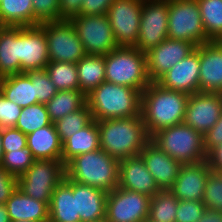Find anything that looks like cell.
Here are the masks:
<instances>
[{
	"mask_svg": "<svg viewBox=\"0 0 222 222\" xmlns=\"http://www.w3.org/2000/svg\"><path fill=\"white\" fill-rule=\"evenodd\" d=\"M188 98L187 93L166 89L157 82H151L141 92V116L149 136L183 123Z\"/></svg>",
	"mask_w": 222,
	"mask_h": 222,
	"instance_id": "obj_1",
	"label": "cell"
},
{
	"mask_svg": "<svg viewBox=\"0 0 222 222\" xmlns=\"http://www.w3.org/2000/svg\"><path fill=\"white\" fill-rule=\"evenodd\" d=\"M100 149L114 159L139 155L150 141L142 116L97 121Z\"/></svg>",
	"mask_w": 222,
	"mask_h": 222,
	"instance_id": "obj_2",
	"label": "cell"
},
{
	"mask_svg": "<svg viewBox=\"0 0 222 222\" xmlns=\"http://www.w3.org/2000/svg\"><path fill=\"white\" fill-rule=\"evenodd\" d=\"M86 104L96 121L141 116V92L129 86L102 82L86 95Z\"/></svg>",
	"mask_w": 222,
	"mask_h": 222,
	"instance_id": "obj_3",
	"label": "cell"
},
{
	"mask_svg": "<svg viewBox=\"0 0 222 222\" xmlns=\"http://www.w3.org/2000/svg\"><path fill=\"white\" fill-rule=\"evenodd\" d=\"M119 169L120 161L102 149L78 155L65 166L70 180L107 193L119 186Z\"/></svg>",
	"mask_w": 222,
	"mask_h": 222,
	"instance_id": "obj_4",
	"label": "cell"
},
{
	"mask_svg": "<svg viewBox=\"0 0 222 222\" xmlns=\"http://www.w3.org/2000/svg\"><path fill=\"white\" fill-rule=\"evenodd\" d=\"M105 81L142 92L150 83L146 54L134 46H118L105 55Z\"/></svg>",
	"mask_w": 222,
	"mask_h": 222,
	"instance_id": "obj_5",
	"label": "cell"
},
{
	"mask_svg": "<svg viewBox=\"0 0 222 222\" xmlns=\"http://www.w3.org/2000/svg\"><path fill=\"white\" fill-rule=\"evenodd\" d=\"M150 141L182 164L206 161L203 135L187 124L180 123L159 130Z\"/></svg>",
	"mask_w": 222,
	"mask_h": 222,
	"instance_id": "obj_6",
	"label": "cell"
},
{
	"mask_svg": "<svg viewBox=\"0 0 222 222\" xmlns=\"http://www.w3.org/2000/svg\"><path fill=\"white\" fill-rule=\"evenodd\" d=\"M65 175L66 170L62 160L37 159L17 178V187L25 195L49 206L54 189Z\"/></svg>",
	"mask_w": 222,
	"mask_h": 222,
	"instance_id": "obj_7",
	"label": "cell"
},
{
	"mask_svg": "<svg viewBox=\"0 0 222 222\" xmlns=\"http://www.w3.org/2000/svg\"><path fill=\"white\" fill-rule=\"evenodd\" d=\"M168 38L195 47L208 43L197 0H168Z\"/></svg>",
	"mask_w": 222,
	"mask_h": 222,
	"instance_id": "obj_8",
	"label": "cell"
},
{
	"mask_svg": "<svg viewBox=\"0 0 222 222\" xmlns=\"http://www.w3.org/2000/svg\"><path fill=\"white\" fill-rule=\"evenodd\" d=\"M85 54L106 55L118 47L106 14L75 15L69 19Z\"/></svg>",
	"mask_w": 222,
	"mask_h": 222,
	"instance_id": "obj_9",
	"label": "cell"
},
{
	"mask_svg": "<svg viewBox=\"0 0 222 222\" xmlns=\"http://www.w3.org/2000/svg\"><path fill=\"white\" fill-rule=\"evenodd\" d=\"M46 34L49 61L77 63L86 54L69 19L39 25Z\"/></svg>",
	"mask_w": 222,
	"mask_h": 222,
	"instance_id": "obj_10",
	"label": "cell"
},
{
	"mask_svg": "<svg viewBox=\"0 0 222 222\" xmlns=\"http://www.w3.org/2000/svg\"><path fill=\"white\" fill-rule=\"evenodd\" d=\"M142 0H114L107 11L118 46H135L138 42Z\"/></svg>",
	"mask_w": 222,
	"mask_h": 222,
	"instance_id": "obj_11",
	"label": "cell"
},
{
	"mask_svg": "<svg viewBox=\"0 0 222 222\" xmlns=\"http://www.w3.org/2000/svg\"><path fill=\"white\" fill-rule=\"evenodd\" d=\"M151 197L117 186L107 193L108 222H142L149 216Z\"/></svg>",
	"mask_w": 222,
	"mask_h": 222,
	"instance_id": "obj_12",
	"label": "cell"
},
{
	"mask_svg": "<svg viewBox=\"0 0 222 222\" xmlns=\"http://www.w3.org/2000/svg\"><path fill=\"white\" fill-rule=\"evenodd\" d=\"M168 38V0L143 1L138 42L134 46L146 53Z\"/></svg>",
	"mask_w": 222,
	"mask_h": 222,
	"instance_id": "obj_13",
	"label": "cell"
},
{
	"mask_svg": "<svg viewBox=\"0 0 222 222\" xmlns=\"http://www.w3.org/2000/svg\"><path fill=\"white\" fill-rule=\"evenodd\" d=\"M222 113V94L194 93L189 95L183 123L201 135L209 131Z\"/></svg>",
	"mask_w": 222,
	"mask_h": 222,
	"instance_id": "obj_14",
	"label": "cell"
},
{
	"mask_svg": "<svg viewBox=\"0 0 222 222\" xmlns=\"http://www.w3.org/2000/svg\"><path fill=\"white\" fill-rule=\"evenodd\" d=\"M195 46L184 40L165 39L146 54L147 74L151 82H157L175 64L184 59Z\"/></svg>",
	"mask_w": 222,
	"mask_h": 222,
	"instance_id": "obj_15",
	"label": "cell"
},
{
	"mask_svg": "<svg viewBox=\"0 0 222 222\" xmlns=\"http://www.w3.org/2000/svg\"><path fill=\"white\" fill-rule=\"evenodd\" d=\"M20 73L44 69L50 62L45 31L39 26H19Z\"/></svg>",
	"mask_w": 222,
	"mask_h": 222,
	"instance_id": "obj_16",
	"label": "cell"
},
{
	"mask_svg": "<svg viewBox=\"0 0 222 222\" xmlns=\"http://www.w3.org/2000/svg\"><path fill=\"white\" fill-rule=\"evenodd\" d=\"M199 92L222 94V41L198 46Z\"/></svg>",
	"mask_w": 222,
	"mask_h": 222,
	"instance_id": "obj_17",
	"label": "cell"
},
{
	"mask_svg": "<svg viewBox=\"0 0 222 222\" xmlns=\"http://www.w3.org/2000/svg\"><path fill=\"white\" fill-rule=\"evenodd\" d=\"M199 53L198 46L184 59L166 72L157 83L170 90L180 91L188 95L199 92Z\"/></svg>",
	"mask_w": 222,
	"mask_h": 222,
	"instance_id": "obj_18",
	"label": "cell"
},
{
	"mask_svg": "<svg viewBox=\"0 0 222 222\" xmlns=\"http://www.w3.org/2000/svg\"><path fill=\"white\" fill-rule=\"evenodd\" d=\"M139 155L142 157L145 166L154 177L160 190H170L183 164L171 158L151 141L144 146Z\"/></svg>",
	"mask_w": 222,
	"mask_h": 222,
	"instance_id": "obj_19",
	"label": "cell"
},
{
	"mask_svg": "<svg viewBox=\"0 0 222 222\" xmlns=\"http://www.w3.org/2000/svg\"><path fill=\"white\" fill-rule=\"evenodd\" d=\"M210 172L206 161L183 164L170 191L178 200L202 201Z\"/></svg>",
	"mask_w": 222,
	"mask_h": 222,
	"instance_id": "obj_20",
	"label": "cell"
},
{
	"mask_svg": "<svg viewBox=\"0 0 222 222\" xmlns=\"http://www.w3.org/2000/svg\"><path fill=\"white\" fill-rule=\"evenodd\" d=\"M119 187L153 197L160 191L140 155L120 161Z\"/></svg>",
	"mask_w": 222,
	"mask_h": 222,
	"instance_id": "obj_21",
	"label": "cell"
},
{
	"mask_svg": "<svg viewBox=\"0 0 222 222\" xmlns=\"http://www.w3.org/2000/svg\"><path fill=\"white\" fill-rule=\"evenodd\" d=\"M76 195V215L81 222H92L106 217L107 192L73 181Z\"/></svg>",
	"mask_w": 222,
	"mask_h": 222,
	"instance_id": "obj_22",
	"label": "cell"
},
{
	"mask_svg": "<svg viewBox=\"0 0 222 222\" xmlns=\"http://www.w3.org/2000/svg\"><path fill=\"white\" fill-rule=\"evenodd\" d=\"M5 205L11 221L49 222V206L25 195L18 187L11 194Z\"/></svg>",
	"mask_w": 222,
	"mask_h": 222,
	"instance_id": "obj_23",
	"label": "cell"
},
{
	"mask_svg": "<svg viewBox=\"0 0 222 222\" xmlns=\"http://www.w3.org/2000/svg\"><path fill=\"white\" fill-rule=\"evenodd\" d=\"M49 222H81L76 215L73 181L66 175L53 191L49 205Z\"/></svg>",
	"mask_w": 222,
	"mask_h": 222,
	"instance_id": "obj_24",
	"label": "cell"
},
{
	"mask_svg": "<svg viewBox=\"0 0 222 222\" xmlns=\"http://www.w3.org/2000/svg\"><path fill=\"white\" fill-rule=\"evenodd\" d=\"M27 146L35 160H61L62 143L54 123L26 135Z\"/></svg>",
	"mask_w": 222,
	"mask_h": 222,
	"instance_id": "obj_25",
	"label": "cell"
},
{
	"mask_svg": "<svg viewBox=\"0 0 222 222\" xmlns=\"http://www.w3.org/2000/svg\"><path fill=\"white\" fill-rule=\"evenodd\" d=\"M98 149H100L99 129L97 121L93 119L62 144L61 160L66 166L76 156Z\"/></svg>",
	"mask_w": 222,
	"mask_h": 222,
	"instance_id": "obj_26",
	"label": "cell"
},
{
	"mask_svg": "<svg viewBox=\"0 0 222 222\" xmlns=\"http://www.w3.org/2000/svg\"><path fill=\"white\" fill-rule=\"evenodd\" d=\"M20 73L19 26L0 28V78Z\"/></svg>",
	"mask_w": 222,
	"mask_h": 222,
	"instance_id": "obj_27",
	"label": "cell"
},
{
	"mask_svg": "<svg viewBox=\"0 0 222 222\" xmlns=\"http://www.w3.org/2000/svg\"><path fill=\"white\" fill-rule=\"evenodd\" d=\"M0 81L4 98L14 102L21 108L38 104L34 85L25 72L0 78Z\"/></svg>",
	"mask_w": 222,
	"mask_h": 222,
	"instance_id": "obj_28",
	"label": "cell"
},
{
	"mask_svg": "<svg viewBox=\"0 0 222 222\" xmlns=\"http://www.w3.org/2000/svg\"><path fill=\"white\" fill-rule=\"evenodd\" d=\"M80 91L85 95L105 82V55L86 54L77 63Z\"/></svg>",
	"mask_w": 222,
	"mask_h": 222,
	"instance_id": "obj_29",
	"label": "cell"
},
{
	"mask_svg": "<svg viewBox=\"0 0 222 222\" xmlns=\"http://www.w3.org/2000/svg\"><path fill=\"white\" fill-rule=\"evenodd\" d=\"M1 26H34L32 0H2L0 2Z\"/></svg>",
	"mask_w": 222,
	"mask_h": 222,
	"instance_id": "obj_30",
	"label": "cell"
},
{
	"mask_svg": "<svg viewBox=\"0 0 222 222\" xmlns=\"http://www.w3.org/2000/svg\"><path fill=\"white\" fill-rule=\"evenodd\" d=\"M86 104V95L80 90L58 91L49 102L46 108L50 120L54 123L71 112L78 111Z\"/></svg>",
	"mask_w": 222,
	"mask_h": 222,
	"instance_id": "obj_31",
	"label": "cell"
},
{
	"mask_svg": "<svg viewBox=\"0 0 222 222\" xmlns=\"http://www.w3.org/2000/svg\"><path fill=\"white\" fill-rule=\"evenodd\" d=\"M206 37L222 41V0H197Z\"/></svg>",
	"mask_w": 222,
	"mask_h": 222,
	"instance_id": "obj_32",
	"label": "cell"
},
{
	"mask_svg": "<svg viewBox=\"0 0 222 222\" xmlns=\"http://www.w3.org/2000/svg\"><path fill=\"white\" fill-rule=\"evenodd\" d=\"M45 70L58 91L80 90L75 63L50 61Z\"/></svg>",
	"mask_w": 222,
	"mask_h": 222,
	"instance_id": "obj_33",
	"label": "cell"
},
{
	"mask_svg": "<svg viewBox=\"0 0 222 222\" xmlns=\"http://www.w3.org/2000/svg\"><path fill=\"white\" fill-rule=\"evenodd\" d=\"M178 201L170 190H160L151 197L148 218L153 222H175Z\"/></svg>",
	"mask_w": 222,
	"mask_h": 222,
	"instance_id": "obj_34",
	"label": "cell"
},
{
	"mask_svg": "<svg viewBox=\"0 0 222 222\" xmlns=\"http://www.w3.org/2000/svg\"><path fill=\"white\" fill-rule=\"evenodd\" d=\"M52 123L46 105L38 103L22 108L21 114L14 127L22 131L25 135H28Z\"/></svg>",
	"mask_w": 222,
	"mask_h": 222,
	"instance_id": "obj_35",
	"label": "cell"
},
{
	"mask_svg": "<svg viewBox=\"0 0 222 222\" xmlns=\"http://www.w3.org/2000/svg\"><path fill=\"white\" fill-rule=\"evenodd\" d=\"M93 120L90 108L85 104L78 111L65 115L62 119L54 122L56 132L63 144L69 137L80 129L87 126Z\"/></svg>",
	"mask_w": 222,
	"mask_h": 222,
	"instance_id": "obj_36",
	"label": "cell"
},
{
	"mask_svg": "<svg viewBox=\"0 0 222 222\" xmlns=\"http://www.w3.org/2000/svg\"><path fill=\"white\" fill-rule=\"evenodd\" d=\"M28 146L9 152H3L1 167L15 177L21 176L34 162Z\"/></svg>",
	"mask_w": 222,
	"mask_h": 222,
	"instance_id": "obj_37",
	"label": "cell"
},
{
	"mask_svg": "<svg viewBox=\"0 0 222 222\" xmlns=\"http://www.w3.org/2000/svg\"><path fill=\"white\" fill-rule=\"evenodd\" d=\"M25 73L30 77L34 85L35 96H37L38 103L46 104L58 92L45 68L29 70Z\"/></svg>",
	"mask_w": 222,
	"mask_h": 222,
	"instance_id": "obj_38",
	"label": "cell"
},
{
	"mask_svg": "<svg viewBox=\"0 0 222 222\" xmlns=\"http://www.w3.org/2000/svg\"><path fill=\"white\" fill-rule=\"evenodd\" d=\"M202 201L206 208L222 212V173H209Z\"/></svg>",
	"mask_w": 222,
	"mask_h": 222,
	"instance_id": "obj_39",
	"label": "cell"
},
{
	"mask_svg": "<svg viewBox=\"0 0 222 222\" xmlns=\"http://www.w3.org/2000/svg\"><path fill=\"white\" fill-rule=\"evenodd\" d=\"M34 26L60 20L59 0H32Z\"/></svg>",
	"mask_w": 222,
	"mask_h": 222,
	"instance_id": "obj_40",
	"label": "cell"
},
{
	"mask_svg": "<svg viewBox=\"0 0 222 222\" xmlns=\"http://www.w3.org/2000/svg\"><path fill=\"white\" fill-rule=\"evenodd\" d=\"M205 210L203 201L179 200L175 222H198Z\"/></svg>",
	"mask_w": 222,
	"mask_h": 222,
	"instance_id": "obj_41",
	"label": "cell"
},
{
	"mask_svg": "<svg viewBox=\"0 0 222 222\" xmlns=\"http://www.w3.org/2000/svg\"><path fill=\"white\" fill-rule=\"evenodd\" d=\"M27 146L26 135L15 127L2 128L3 152L15 151Z\"/></svg>",
	"mask_w": 222,
	"mask_h": 222,
	"instance_id": "obj_42",
	"label": "cell"
},
{
	"mask_svg": "<svg viewBox=\"0 0 222 222\" xmlns=\"http://www.w3.org/2000/svg\"><path fill=\"white\" fill-rule=\"evenodd\" d=\"M22 108L1 96L0 98V128L14 127Z\"/></svg>",
	"mask_w": 222,
	"mask_h": 222,
	"instance_id": "obj_43",
	"label": "cell"
},
{
	"mask_svg": "<svg viewBox=\"0 0 222 222\" xmlns=\"http://www.w3.org/2000/svg\"><path fill=\"white\" fill-rule=\"evenodd\" d=\"M17 188V177L0 166V204H5Z\"/></svg>",
	"mask_w": 222,
	"mask_h": 222,
	"instance_id": "obj_44",
	"label": "cell"
},
{
	"mask_svg": "<svg viewBox=\"0 0 222 222\" xmlns=\"http://www.w3.org/2000/svg\"><path fill=\"white\" fill-rule=\"evenodd\" d=\"M114 0H83L81 7L82 15L107 14L108 8Z\"/></svg>",
	"mask_w": 222,
	"mask_h": 222,
	"instance_id": "obj_45",
	"label": "cell"
},
{
	"mask_svg": "<svg viewBox=\"0 0 222 222\" xmlns=\"http://www.w3.org/2000/svg\"><path fill=\"white\" fill-rule=\"evenodd\" d=\"M203 139L206 153L215 146L222 144V113L213 127L203 135Z\"/></svg>",
	"mask_w": 222,
	"mask_h": 222,
	"instance_id": "obj_46",
	"label": "cell"
},
{
	"mask_svg": "<svg viewBox=\"0 0 222 222\" xmlns=\"http://www.w3.org/2000/svg\"><path fill=\"white\" fill-rule=\"evenodd\" d=\"M83 0H59L60 20L81 14Z\"/></svg>",
	"mask_w": 222,
	"mask_h": 222,
	"instance_id": "obj_47",
	"label": "cell"
},
{
	"mask_svg": "<svg viewBox=\"0 0 222 222\" xmlns=\"http://www.w3.org/2000/svg\"><path fill=\"white\" fill-rule=\"evenodd\" d=\"M206 162L214 173H222V144L215 146L206 155Z\"/></svg>",
	"mask_w": 222,
	"mask_h": 222,
	"instance_id": "obj_48",
	"label": "cell"
},
{
	"mask_svg": "<svg viewBox=\"0 0 222 222\" xmlns=\"http://www.w3.org/2000/svg\"><path fill=\"white\" fill-rule=\"evenodd\" d=\"M198 222H222V212L206 208Z\"/></svg>",
	"mask_w": 222,
	"mask_h": 222,
	"instance_id": "obj_49",
	"label": "cell"
},
{
	"mask_svg": "<svg viewBox=\"0 0 222 222\" xmlns=\"http://www.w3.org/2000/svg\"><path fill=\"white\" fill-rule=\"evenodd\" d=\"M0 222H11L5 204H0Z\"/></svg>",
	"mask_w": 222,
	"mask_h": 222,
	"instance_id": "obj_50",
	"label": "cell"
},
{
	"mask_svg": "<svg viewBox=\"0 0 222 222\" xmlns=\"http://www.w3.org/2000/svg\"><path fill=\"white\" fill-rule=\"evenodd\" d=\"M3 158V150H2V128H0V166Z\"/></svg>",
	"mask_w": 222,
	"mask_h": 222,
	"instance_id": "obj_51",
	"label": "cell"
},
{
	"mask_svg": "<svg viewBox=\"0 0 222 222\" xmlns=\"http://www.w3.org/2000/svg\"><path fill=\"white\" fill-rule=\"evenodd\" d=\"M92 222H108V221H107V218L104 217V218H102L100 220H95V221H92Z\"/></svg>",
	"mask_w": 222,
	"mask_h": 222,
	"instance_id": "obj_52",
	"label": "cell"
},
{
	"mask_svg": "<svg viewBox=\"0 0 222 222\" xmlns=\"http://www.w3.org/2000/svg\"><path fill=\"white\" fill-rule=\"evenodd\" d=\"M11 222H34V221H29V220H17V221H11Z\"/></svg>",
	"mask_w": 222,
	"mask_h": 222,
	"instance_id": "obj_53",
	"label": "cell"
},
{
	"mask_svg": "<svg viewBox=\"0 0 222 222\" xmlns=\"http://www.w3.org/2000/svg\"><path fill=\"white\" fill-rule=\"evenodd\" d=\"M142 222H153V221H151L149 218H147V219H144Z\"/></svg>",
	"mask_w": 222,
	"mask_h": 222,
	"instance_id": "obj_54",
	"label": "cell"
},
{
	"mask_svg": "<svg viewBox=\"0 0 222 222\" xmlns=\"http://www.w3.org/2000/svg\"><path fill=\"white\" fill-rule=\"evenodd\" d=\"M142 1H165V0H142Z\"/></svg>",
	"mask_w": 222,
	"mask_h": 222,
	"instance_id": "obj_55",
	"label": "cell"
},
{
	"mask_svg": "<svg viewBox=\"0 0 222 222\" xmlns=\"http://www.w3.org/2000/svg\"><path fill=\"white\" fill-rule=\"evenodd\" d=\"M2 96V90H1V81H0V98Z\"/></svg>",
	"mask_w": 222,
	"mask_h": 222,
	"instance_id": "obj_56",
	"label": "cell"
}]
</instances>
